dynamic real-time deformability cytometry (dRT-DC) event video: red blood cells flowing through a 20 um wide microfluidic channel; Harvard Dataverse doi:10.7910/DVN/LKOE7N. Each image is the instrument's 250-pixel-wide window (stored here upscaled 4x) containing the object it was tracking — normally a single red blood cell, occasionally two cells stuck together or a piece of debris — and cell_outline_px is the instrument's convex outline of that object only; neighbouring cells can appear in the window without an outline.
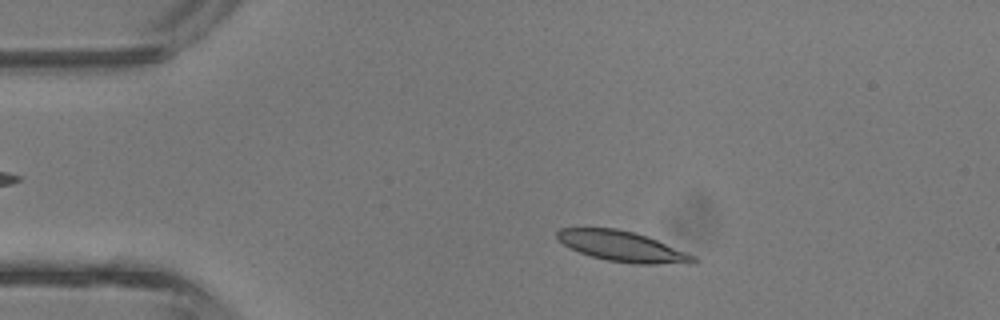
{"species": "common noctule bat (a hibernating species)", "species_latin": "Nyctalus noctula", "temperature_condition": "room temperature", "stored_images_in_passage": 40, "camera_frame_rate_fps": 3000, "um_per_image_px": 0.085, "animal": {"sex": "male", "body_mass_g": 13.3}, "frame": {"image": 1, "passage_image": 6, "time_ms": 1.667, "image_size_px": [1000, 320], "cell_outline_px": [[700, 260], [696, 264], [636, 264], [608, 260], [592, 256], [580, 252], [564, 244], [556, 236], [556, 232], [560, 228], [616, 228], [648, 236], [696, 256]], "centroid_in_image_um": [52.99, 20.95], "position_along_channel_um": 32.0, "area_um2": 24.1}}
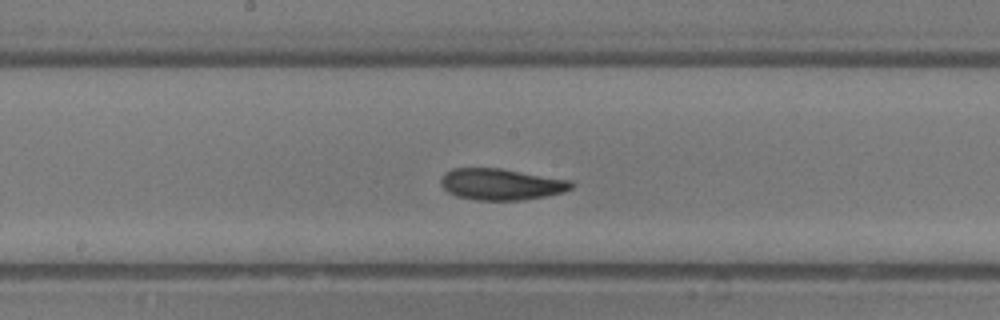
{"frame": {"image": 2, "passage_image": 20, "time_ms": 6.333, "image_size_px": [1000, 320], "cell_outline_px": [[576, 184], [572, 188], [564, 192], [548, 196], [524, 200], [476, 200], [456, 196], [448, 192], [440, 184], [440, 180], [444, 172], [452, 168], [500, 168], [572, 180]], "centroid_in_image_um": [42.62, 15.66], "position_along_channel_um": 205.6, "area_um2": 24.22}}
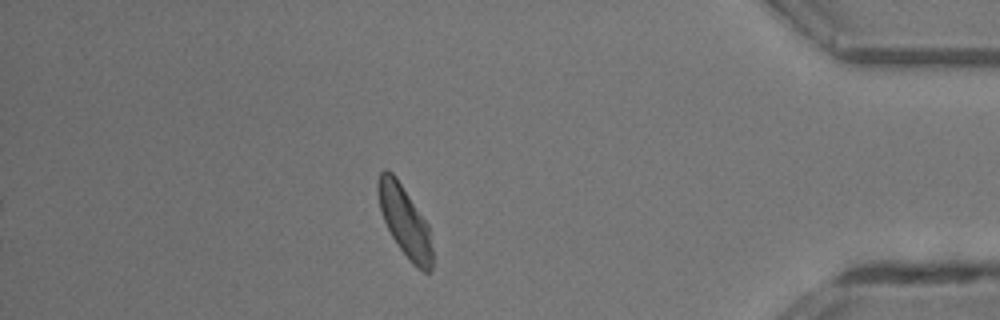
{"frame": {"image": 3, "passage_image": 35, "time_ms": 11.333, "image_size_px": [1000, 320], "cell_outline_px": [[432, 272], [424, 272], [416, 268], [408, 260], [392, 236], [384, 220], [380, 208], [376, 188], [376, 180], [380, 172], [384, 168], [388, 168], [396, 176], [428, 224], [432, 248]], "centroid_in_image_um": [34.39, 18.78], "position_along_channel_um": 400.8, "area_um2": 22.48}, "authors_computed_cell_mechanics": {"area_um2": 23.9292, "velocity_mm_per_s": 4.7512, "shape_relaxation_time_tau1_ms": 3.7777, "shape_relaxation_time_tau2_ms": 3.2644, "deformation_change_tau1": 0.1429, "deformation_change_tau2": 0.1017}}